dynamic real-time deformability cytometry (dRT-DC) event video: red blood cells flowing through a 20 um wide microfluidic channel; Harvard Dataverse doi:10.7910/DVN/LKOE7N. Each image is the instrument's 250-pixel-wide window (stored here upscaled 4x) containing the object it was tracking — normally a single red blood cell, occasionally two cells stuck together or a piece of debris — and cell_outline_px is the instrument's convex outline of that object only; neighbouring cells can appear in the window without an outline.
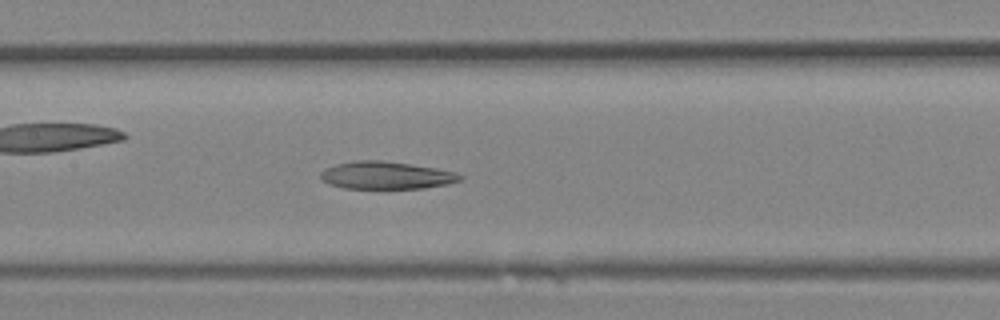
{"species": "Egyptian fruit bat (a non-hibernating species)", "species_latin": "Rousettus aegyptiacus", "temperature_condition": "room temperature", "stored_images_in_passage": 15, "camera_frame_rate_fps": 3000, "um_per_image_px": 0.085, "animal": {"sex": "female"}, "frame": {"image": 1, "passage_image": 13, "time_ms": 4.0, "image_size_px": [1000, 320], "cell_outline_px": [[464, 176], [460, 180], [448, 184], [424, 188], [344, 188], [328, 184], [320, 180], [320, 172], [324, 168], [336, 164], [352, 160], [380, 160], [412, 164], [436, 168], [456, 172]], "centroid_in_image_um": [32.79, 14.89], "position_along_channel_um": 174.6, "area_um2": 22.6}}
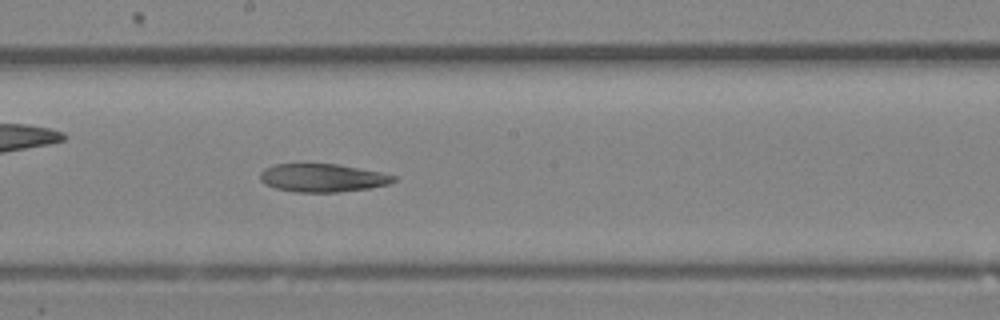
{"frame": {"image": 2, "passage_image": 15, "time_ms": 4.667, "image_size_px": [1000, 320], "cell_outline_px": [[396, 180], [388, 184], [368, 188], [340, 192], [296, 192], [276, 188], [264, 184], [260, 180], [260, 172], [264, 168], [276, 164], [340, 164], [380, 172], [396, 176]], "centroid_in_image_um": [27.4, 15.11], "position_along_channel_um": 220.8, "area_um2": 21.91}}